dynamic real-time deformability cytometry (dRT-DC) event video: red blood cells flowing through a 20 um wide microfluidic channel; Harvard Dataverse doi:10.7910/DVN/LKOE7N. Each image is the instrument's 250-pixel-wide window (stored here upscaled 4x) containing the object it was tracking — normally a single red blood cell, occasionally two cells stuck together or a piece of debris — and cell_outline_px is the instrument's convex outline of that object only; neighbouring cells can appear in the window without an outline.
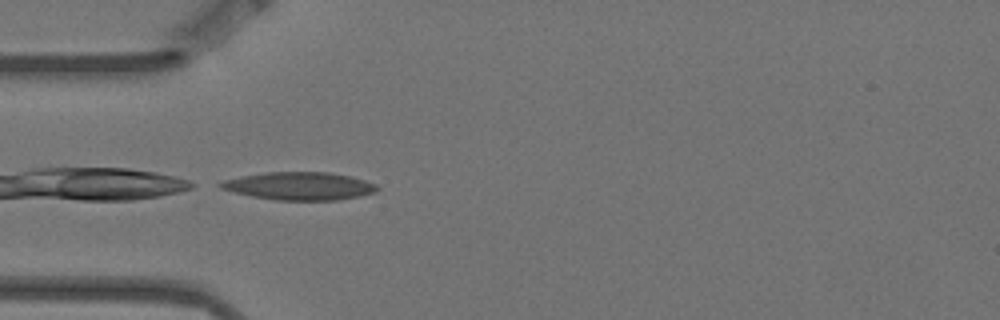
{"species": "Egyptian fruit bat (a non-hibernating species)", "species_latin": "Rousettus aegyptiacus", "temperature_condition": "warm", "stored_images_in_passage": 6, "camera_frame_rate_fps": 3000, "um_per_image_px": 0.085, "animal": {"sex": "female"}, "frame": {"image": 1, "passage_image": 4, "time_ms": 1.0, "image_size_px": [1000, 320], "cell_outline_px": [[380, 188], [376, 192], [360, 196], [336, 200], [276, 200], [252, 196], [220, 188], [216, 184], [224, 180], [264, 172], [328, 172], [352, 176], [376, 184]], "centroid_in_image_um": [25.49, 15.81], "position_along_channel_um": 59.5, "area_um2": 25.37}}
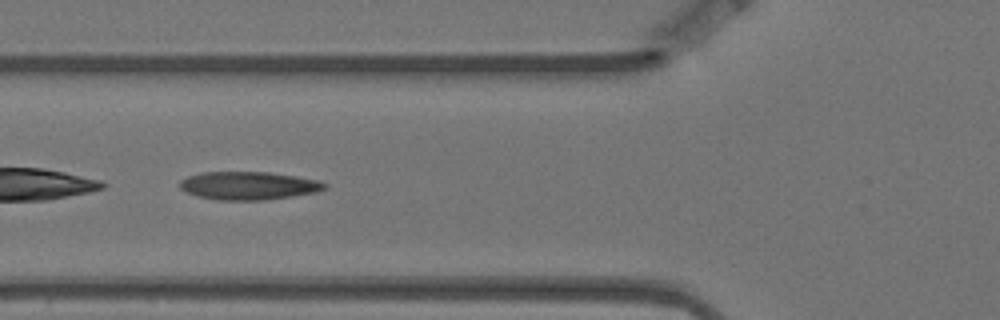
{"frame": {"image": 2, "passage_image": 5, "time_ms": 1.333, "image_size_px": [1000, 320], "cell_outline_px": [[328, 184], [324, 188], [316, 192], [292, 196], [264, 200], [220, 200], [196, 196], [184, 192], [180, 188], [180, 180], [188, 176], [204, 172], [268, 172], [296, 176], [320, 180]], "centroid_in_image_um": [21.11, 15.78], "position_along_channel_um": 104.7, "area_um2": 23.76}}
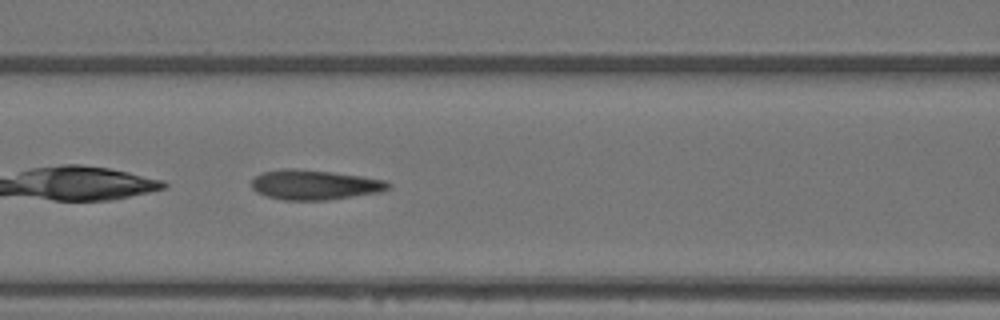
{"frame": {"image": 3, "passage_image": 6, "time_ms": 1.667, "image_size_px": [1000, 320], "cell_outline_px": [[392, 188], [380, 192], [328, 200], [284, 200], [268, 196], [256, 192], [252, 188], [252, 180], [256, 176], [264, 172], [280, 168], [296, 168], [332, 172], [360, 176], [384, 180], [392, 184]], "centroid_in_image_um": [26.75, 15.7], "position_along_channel_um": 139.8, "area_um2": 23.81}}